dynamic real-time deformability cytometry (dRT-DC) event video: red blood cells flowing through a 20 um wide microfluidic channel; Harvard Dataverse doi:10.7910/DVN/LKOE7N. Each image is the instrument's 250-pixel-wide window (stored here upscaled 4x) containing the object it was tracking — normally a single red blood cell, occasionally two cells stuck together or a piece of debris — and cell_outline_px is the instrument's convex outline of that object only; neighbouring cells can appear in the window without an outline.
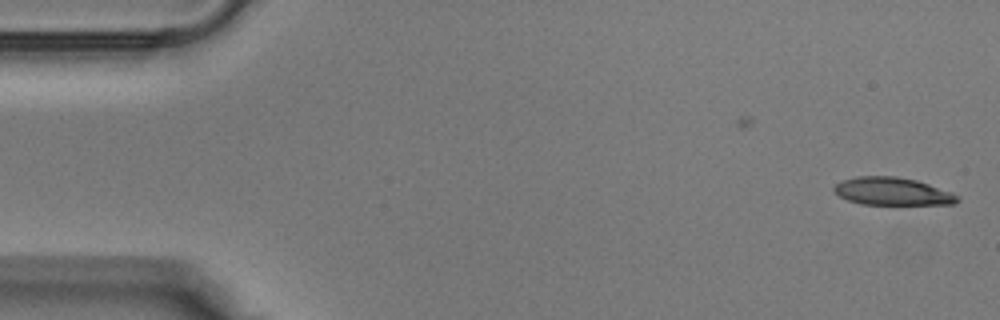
{"species": "Egyptian fruit bat (a non-hibernating species)", "species_latin": "Rousettus aegyptiacus", "temperature_condition": "warm", "stored_images_in_passage": 5, "camera_frame_rate_fps": 3000, "um_per_image_px": 0.085, "animal": {"sex": "male"}, "frame": {"image": 1, "passage_image": 5, "time_ms": 1.333, "image_size_px": [1000, 320], "cell_outline_px": [[960, 200], [956, 204], [860, 204], [848, 200], [840, 196], [832, 188], [840, 180], [856, 176], [896, 176], [916, 180], [952, 192], [960, 196]], "centroid_in_image_um": [75.86, 16.26], "position_along_channel_um": 9.1, "area_um2": 20.0}}